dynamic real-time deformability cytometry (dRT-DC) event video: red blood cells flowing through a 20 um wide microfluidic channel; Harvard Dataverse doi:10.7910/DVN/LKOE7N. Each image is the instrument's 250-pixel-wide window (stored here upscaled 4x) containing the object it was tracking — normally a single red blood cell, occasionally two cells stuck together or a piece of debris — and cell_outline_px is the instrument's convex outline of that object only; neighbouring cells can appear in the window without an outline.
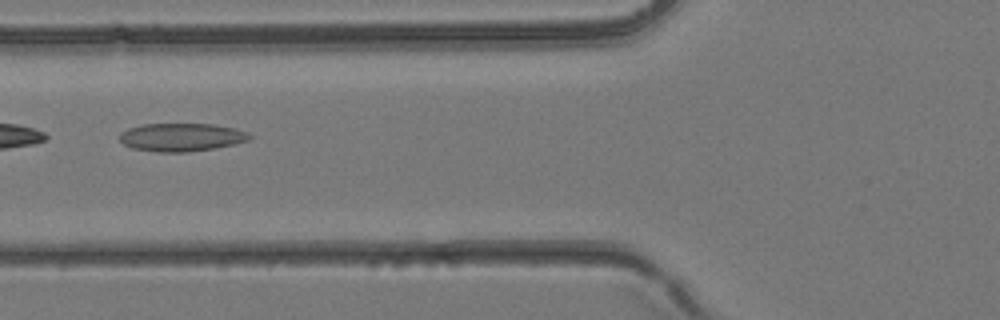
{"species": "common noctule bat (a hibernating species)", "species_latin": "Nyctalus noctula", "temperature_condition": "room temperature", "stored_images_in_passage": 4, "camera_frame_rate_fps": 3000, "um_per_image_px": 0.085, "animal": {"sex": "female", "body_mass_g": 24.6, "forearm_length_mm": 56.2}, "frame": {"image": 1, "passage_image": 4, "time_ms": 1.0, "image_size_px": [1000, 320], "cell_outline_px": [[252, 136], [248, 140], [232, 144], [212, 148], [188, 152], [156, 152], [132, 148], [124, 144], [120, 140], [120, 132], [128, 128], [140, 124], [212, 124], [232, 128], [248, 132]], "centroid_in_image_um": [15.37, 11.66], "position_along_channel_um": 110.4, "area_um2": 21.15}}